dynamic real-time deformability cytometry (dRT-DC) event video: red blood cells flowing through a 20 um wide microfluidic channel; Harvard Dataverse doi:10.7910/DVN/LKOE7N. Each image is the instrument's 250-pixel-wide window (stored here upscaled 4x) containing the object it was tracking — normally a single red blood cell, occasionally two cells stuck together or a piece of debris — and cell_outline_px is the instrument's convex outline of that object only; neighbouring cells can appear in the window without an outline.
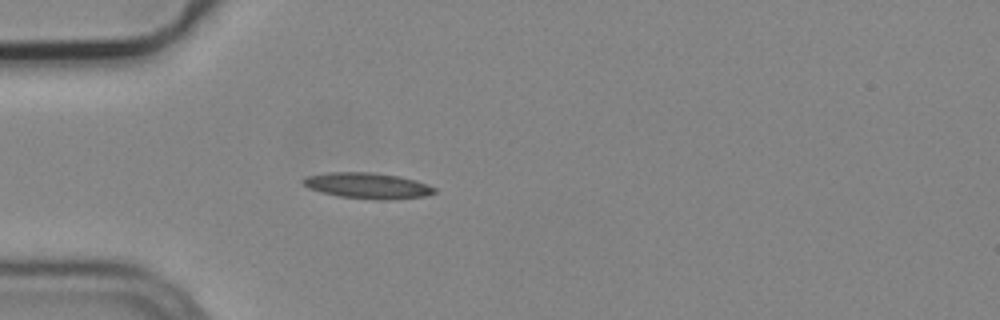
{"species": "common noctule bat (a hibernating species)", "species_latin": "Nyctalus noctula", "temperature_condition": "cold", "stored_images_in_passage": 2, "camera_frame_rate_fps": 3000, "um_per_image_px": 0.085, "animal": {"sex": "male", "body_mass_g": 19.2, "forearm_length_mm": 51.8}, "frame": {"image": 1, "passage_image": 2, "time_ms": 0.333, "image_size_px": [1000, 320], "cell_outline_px": [[436, 192], [424, 196], [388, 200], [376, 200], [340, 196], [308, 188], [300, 180], [308, 176], [328, 172], [368, 172], [396, 176], [416, 180], [436, 188]], "centroid_in_image_um": [31.25, 15.78], "position_along_channel_um": 53.8, "area_um2": 19.54}}